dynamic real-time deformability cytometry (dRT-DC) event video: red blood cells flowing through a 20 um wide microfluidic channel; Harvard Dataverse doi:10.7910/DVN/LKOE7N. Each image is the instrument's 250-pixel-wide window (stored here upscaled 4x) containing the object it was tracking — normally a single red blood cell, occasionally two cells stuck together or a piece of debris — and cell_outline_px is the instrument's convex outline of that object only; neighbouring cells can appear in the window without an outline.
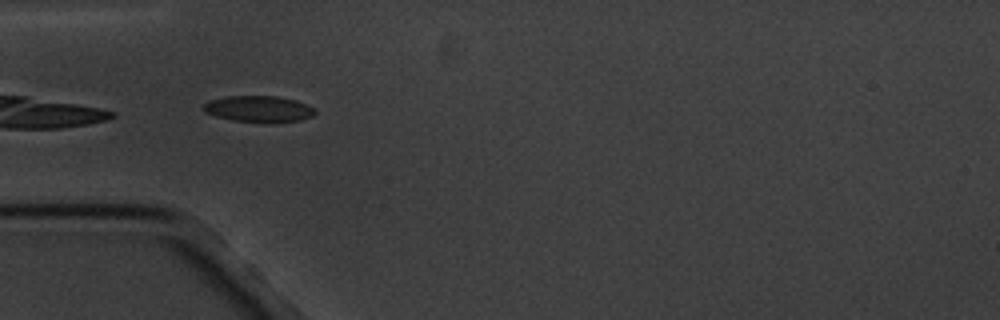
{"species": "common noctule bat (a hibernating species)", "species_latin": "Nyctalus noctula", "temperature_condition": "cold", "stored_images_in_passage": 6, "camera_frame_rate_fps": 3000, "um_per_image_px": 0.085, "animal": {"sex": "male", "body_mass_g": 20.1, "forearm_length_mm": 53.5}, "frame": {"image": 1, "passage_image": 5, "time_ms": 5.333, "image_size_px": [1000, 320], "cell_outline_px": [[316, 112], [312, 116], [300, 120], [268, 124], [232, 120], [216, 116], [204, 112], [204, 104], [212, 100], [228, 96], [276, 96], [296, 100], [316, 108]], "centroid_in_image_um": [22.04, 9.28], "position_along_channel_um": 63.0, "area_um2": 17.28}}